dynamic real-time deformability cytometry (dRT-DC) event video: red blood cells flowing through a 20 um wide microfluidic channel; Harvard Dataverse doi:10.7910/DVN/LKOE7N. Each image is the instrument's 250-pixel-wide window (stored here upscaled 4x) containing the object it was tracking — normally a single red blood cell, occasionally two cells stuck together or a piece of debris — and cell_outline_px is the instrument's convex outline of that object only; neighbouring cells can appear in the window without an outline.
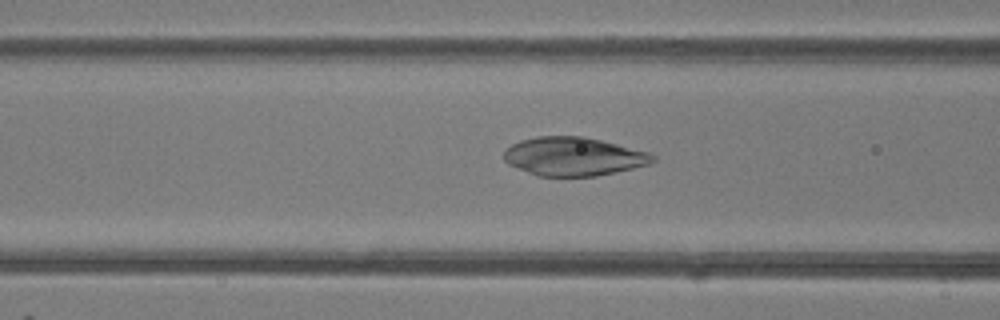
{"species": "common noctule bat (a hibernating species)", "species_latin": "Nyctalus noctula", "temperature_condition": "room temperature", "stored_images_in_passage": 42, "camera_frame_rate_fps": 3000, "um_per_image_px": 0.085, "animal": {"sex": "female"}, "frame": {"image": 1, "passage_image": 19, "time_ms": 6.0, "image_size_px": [1000, 320], "cell_outline_px": [[656, 160], [648, 164], [616, 172], [596, 176], [536, 176], [508, 164], [504, 160], [504, 152], [512, 144], [520, 140], [536, 136], [584, 136], [648, 152], [656, 156]], "centroid_in_image_um": [48.73, 13.3], "position_along_channel_um": 117.9, "area_um2": 33.35}}
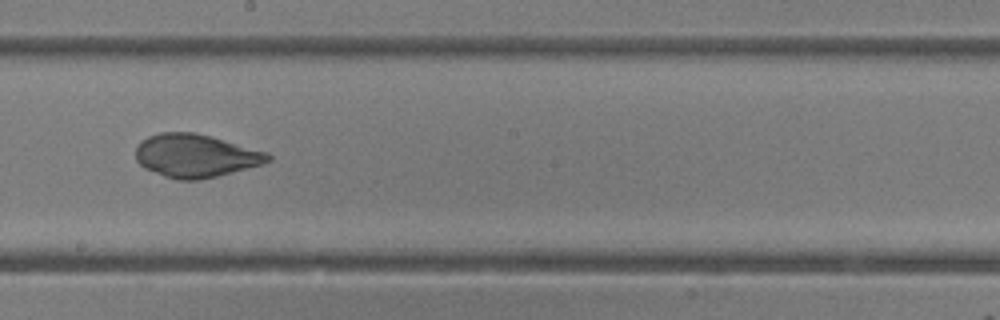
{"frame": {"image": 2, "passage_image": 27, "time_ms": 8.667, "image_size_px": [1000, 320], "cell_outline_px": [[272, 160], [264, 164], [200, 180], [180, 180], [164, 176], [144, 168], [136, 160], [136, 148], [140, 140], [148, 136], [160, 132], [196, 132], [212, 136], [268, 152], [272, 156]], "centroid_in_image_um": [16.64, 13.23], "position_along_channel_um": 231.6, "area_um2": 33.52}}
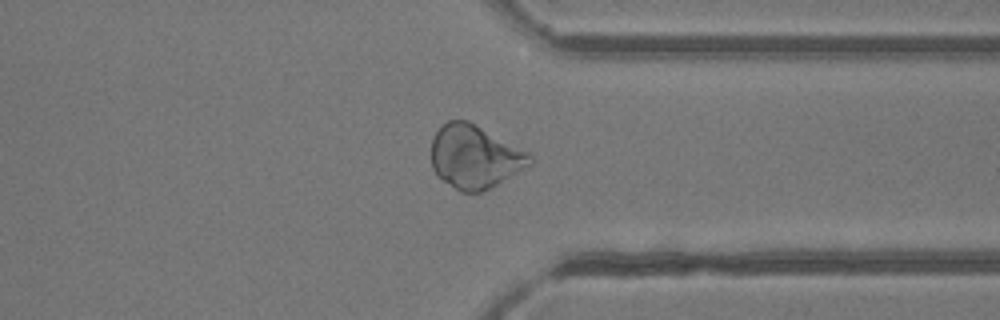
{"frame": {"image": 3, "passage_image": 37, "time_ms": 12.0, "image_size_px": [1000, 320], "cell_outline_px": [[532, 164], [496, 184], [480, 192], [460, 192], [444, 180], [432, 168], [432, 140], [436, 132], [448, 120], [468, 120], [532, 152]], "centroid_in_image_um": [40.4, 13.3], "position_along_channel_um": 371.0, "area_um2": 36.24}}